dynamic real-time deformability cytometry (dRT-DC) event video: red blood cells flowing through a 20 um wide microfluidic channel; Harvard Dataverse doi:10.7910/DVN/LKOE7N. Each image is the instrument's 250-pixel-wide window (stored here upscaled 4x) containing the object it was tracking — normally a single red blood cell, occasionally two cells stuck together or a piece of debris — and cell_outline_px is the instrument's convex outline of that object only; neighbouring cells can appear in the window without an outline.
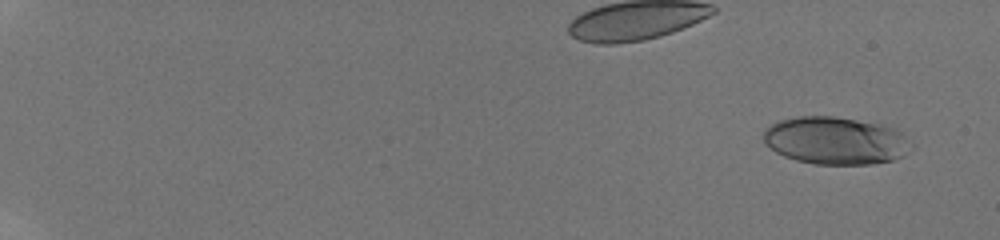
{"species": "human", "species_latin": "Homo sapiens", "temperature_condition": "room temperature", "stored_images_in_passage": 14, "camera_frame_rate_fps": 3000, "um_per_image_px": 0.085, "donor": {"sex": "male"}, "frame": {"image": 1, "passage_image": 3, "time_ms": 0.667, "image_size_px": [1000, 240], "cell_outline_px": [[916, 144], [904, 156], [896, 160], [872, 164], [816, 164], [796, 160], [784, 156], [776, 152], [764, 144], [764, 128], [780, 120], [800, 116], [836, 116], [896, 128], [912, 140]], "centroid_in_image_um": [71.07, 11.96], "position_along_channel_um": 13.9, "area_um2": 41.38}}
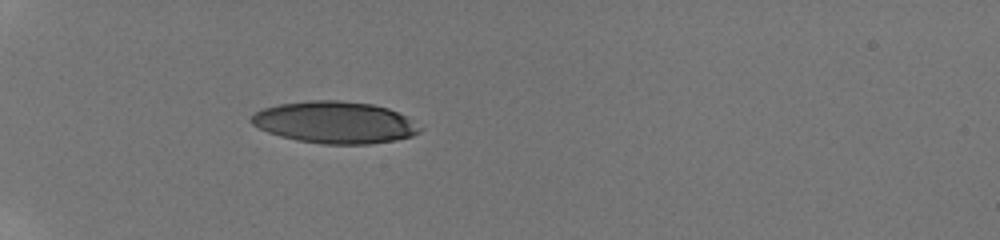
{"frame": {"image": 2, "passage_image": 12, "time_ms": 3.667, "image_size_px": [1000, 240], "cell_outline_px": [[424, 128], [420, 132], [412, 136], [396, 140], [368, 144], [324, 144], [296, 140], [280, 136], [268, 132], [252, 124], [248, 120], [256, 112], [264, 108], [280, 104], [308, 100], [336, 100], [372, 104], [388, 108], [404, 116]], "centroid_in_image_um": [28.47, 10.41], "position_along_channel_um": 56.5, "area_um2": 41.04}}
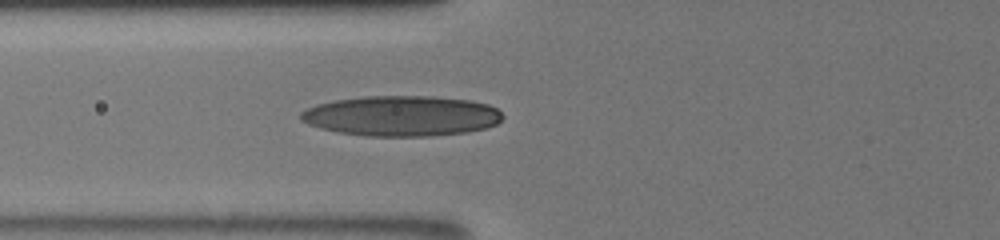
{"frame": {"image": 3, "passage_image": 14, "time_ms": 4.333, "image_size_px": [1000, 240], "cell_outline_px": [[504, 116], [496, 124], [484, 128], [468, 132], [428, 136], [368, 136], [340, 132], [320, 128], [308, 124], [300, 120], [300, 112], [316, 104], [336, 100], [368, 96], [432, 96], [472, 100], [488, 104], [496, 108]], "centroid_in_image_um": [34.14, 9.85], "position_along_channel_um": 91.7, "area_um2": 47.45}}